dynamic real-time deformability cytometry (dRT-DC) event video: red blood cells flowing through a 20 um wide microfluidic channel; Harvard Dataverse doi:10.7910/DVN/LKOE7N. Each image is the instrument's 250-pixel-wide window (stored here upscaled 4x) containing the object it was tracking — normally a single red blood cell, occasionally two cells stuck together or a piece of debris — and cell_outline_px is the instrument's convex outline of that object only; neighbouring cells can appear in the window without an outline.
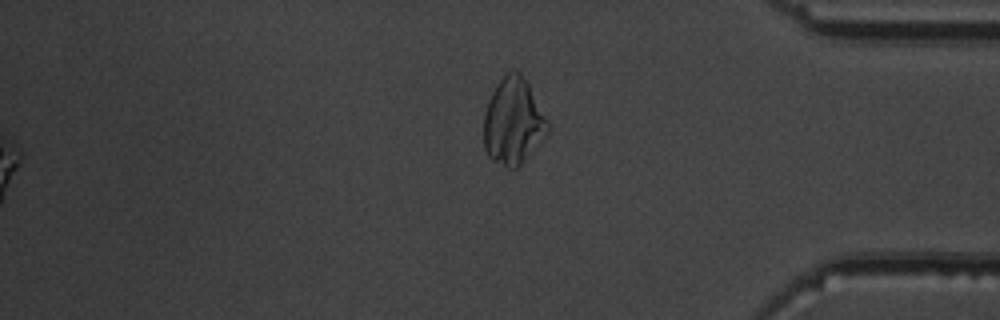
{"species": "common noctule bat (a hibernating species)", "species_latin": "Nyctalus noctula", "temperature_condition": "warm", "stored_images_in_passage": 50, "segment_of_instrument_passage": [2, 2], "camera_frame_rate_fps": 3000, "um_per_image_px": 0.085, "animal": {"sex": "male", "body_mass_g": 19.5, "forearm_length_mm": 54.6}, "frame": {"image": 1, "passage_image": 50, "time_ms": 16.333, "image_size_px": [1000, 320], "cell_outline_px": [[548, 132], [520, 164], [516, 168], [508, 168], [492, 160], [488, 156], [484, 148], [484, 116], [488, 100], [496, 84], [508, 72], [520, 72], [528, 84], [548, 120]], "centroid_in_image_um": [43.6, 10.33], "position_along_channel_um": 391.6, "area_um2": 31.67}}